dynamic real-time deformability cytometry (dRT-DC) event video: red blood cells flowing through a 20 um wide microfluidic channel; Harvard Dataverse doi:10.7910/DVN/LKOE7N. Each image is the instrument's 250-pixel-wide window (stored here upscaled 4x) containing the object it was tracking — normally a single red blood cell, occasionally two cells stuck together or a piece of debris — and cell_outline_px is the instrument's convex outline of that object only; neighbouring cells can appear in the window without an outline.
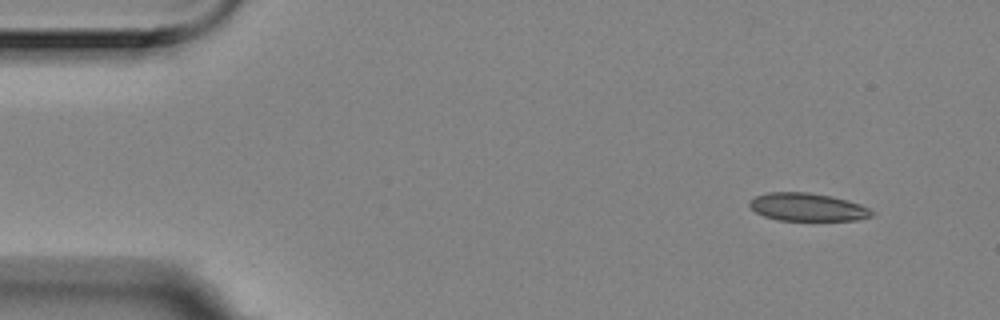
{"species": "Egyptian fruit bat (a non-hibernating species)", "species_latin": "Rousettus aegyptiacus", "temperature_condition": "room temperature", "stored_images_in_passage": 5, "camera_frame_rate_fps": 3000, "um_per_image_px": 0.085, "animal": {"sex": "female"}, "frame": {"image": 1, "passage_image": 1, "time_ms": 0.0, "image_size_px": [1000, 320], "cell_outline_px": [[876, 212], [872, 216], [856, 220], [776, 220], [764, 216], [756, 212], [748, 204], [756, 196], [768, 192], [808, 192], [832, 196], [848, 200], [860, 204]], "centroid_in_image_um": [68.66, 17.6], "position_along_channel_um": 16.3, "area_um2": 19.88}}
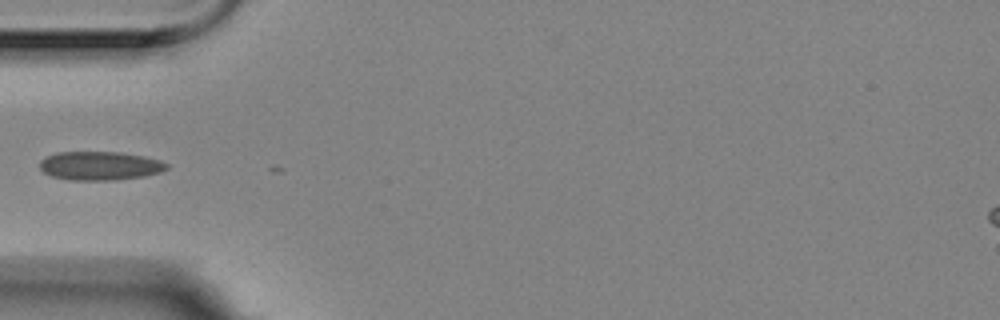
{"frame": {"image": 2, "passage_image": 4, "time_ms": 1.0, "image_size_px": [1000, 320], "cell_outline_px": [[168, 168], [160, 172], [144, 176], [116, 180], [68, 180], [52, 176], [44, 172], [40, 168], [40, 160], [56, 152], [120, 152], [144, 156], [160, 160], [168, 164]], "centroid_in_image_um": [8.5, 14.09], "position_along_channel_um": 76.5, "area_um2": 21.27}}
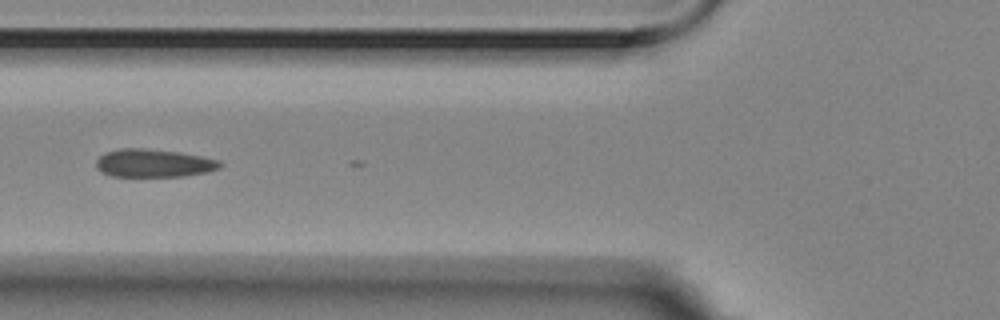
{"frame": {"image": 3, "passage_image": 5, "time_ms": 1.333, "image_size_px": [1000, 320], "cell_outline_px": [[224, 164], [220, 168], [208, 172], [184, 176], [112, 176], [100, 172], [96, 168], [96, 160], [104, 152], [120, 148], [144, 148], [180, 152], [220, 160]], "centroid_in_image_um": [13.06, 13.86], "position_along_channel_um": 112.7, "area_um2": 20.46}}